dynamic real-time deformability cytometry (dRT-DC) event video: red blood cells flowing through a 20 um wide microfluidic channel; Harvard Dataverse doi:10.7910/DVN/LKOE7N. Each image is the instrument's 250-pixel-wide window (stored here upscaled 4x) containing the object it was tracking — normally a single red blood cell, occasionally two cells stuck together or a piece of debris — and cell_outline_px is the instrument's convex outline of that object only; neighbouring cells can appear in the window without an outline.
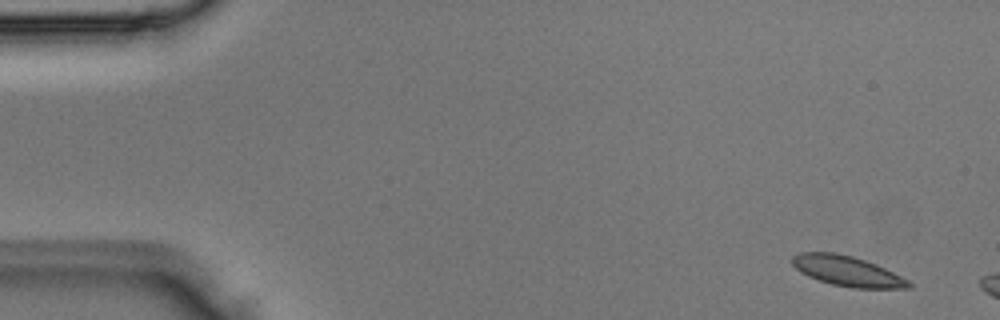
{"species": "Egyptian fruit bat (a non-hibernating species)", "species_latin": "Rousettus aegyptiacus", "temperature_condition": "room temperature", "stored_images_in_passage": 3, "camera_frame_rate_fps": 3000, "um_per_image_px": 0.085, "animal": {"sex": "male"}, "frame": {"image": 1, "passage_image": 1, "time_ms": 0.0, "image_size_px": [1000, 320], "cell_outline_px": [[912, 288], [852, 288], [832, 284], [808, 276], [800, 272], [792, 264], [792, 256], [800, 252], [836, 252], [852, 256], [876, 264], [908, 280], [912, 284]], "centroid_in_image_um": [72.0, 23.03], "position_along_channel_um": 13.0, "area_um2": 20.35}}